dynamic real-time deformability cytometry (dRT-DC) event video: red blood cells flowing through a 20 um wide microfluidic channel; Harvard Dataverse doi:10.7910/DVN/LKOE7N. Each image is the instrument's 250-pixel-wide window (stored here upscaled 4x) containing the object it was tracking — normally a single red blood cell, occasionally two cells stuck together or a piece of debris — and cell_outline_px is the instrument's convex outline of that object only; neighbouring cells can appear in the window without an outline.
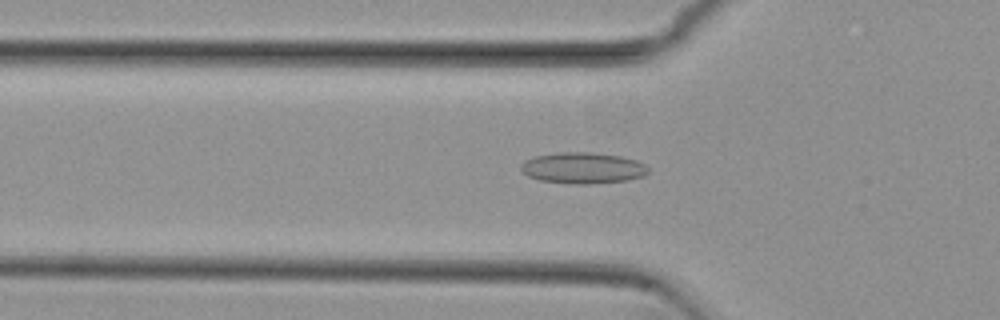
{"species": "common noctule bat (a hibernating species)", "species_latin": "Nyctalus noctula", "temperature_condition": "cold", "stored_images_in_passage": 54, "camera_frame_rate_fps": 3000, "um_per_image_px": 0.085, "animal": {"sex": "female", "body_mass_g": 29.2, "forearm_length_mm": 56.3}, "frame": {"image": 1, "passage_image": 18, "time_ms": 5.667, "image_size_px": [1000, 320], "cell_outline_px": [[648, 172], [644, 176], [628, 180], [588, 184], [572, 184], [540, 180], [528, 176], [520, 168], [520, 164], [524, 160], [536, 156], [556, 152], [592, 152], [620, 156], [636, 160], [644, 164], [648, 168]], "centroid_in_image_um": [49.53, 14.27], "position_along_channel_um": 76.3, "area_um2": 23.18}}
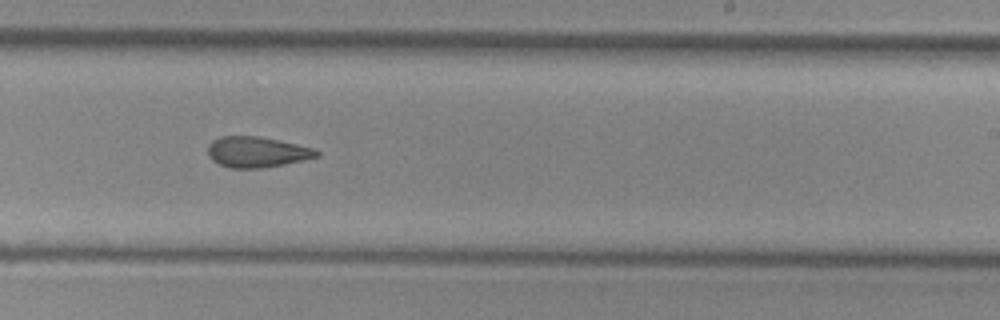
{"frame": {"image": 2, "passage_image": 33, "time_ms": 10.667, "image_size_px": [1000, 320], "cell_outline_px": [[320, 156], [304, 160], [284, 164], [260, 168], [228, 168], [212, 160], [208, 156], [208, 144], [212, 140], [220, 136], [256, 136], [296, 144], [312, 148], [320, 152]], "centroid_in_image_um": [21.8, 12.92], "position_along_channel_um": 267.2, "area_um2": 19.36}}
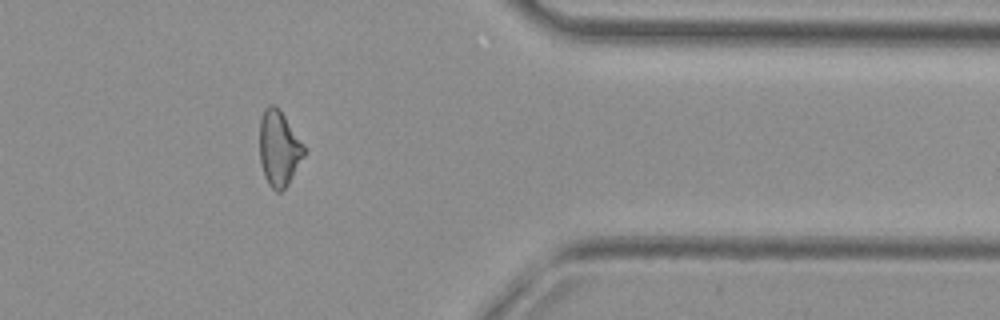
{"frame": {"image": 3, "passage_image": 44, "time_ms": 14.333, "image_size_px": [1000, 320], "cell_outline_px": [[304, 156], [288, 184], [280, 192], [276, 192], [268, 184], [264, 176], [260, 164], [260, 120], [264, 108], [268, 104], [276, 104], [280, 108], [304, 144]], "centroid_in_image_um": [23.7, 12.58], "position_along_channel_um": 387.7, "area_um2": 19.77}, "authors_computed_cell_mechanics": {"area_um2": 20.3456, "velocity_mm_per_s": 3.8066, "shape_relaxation_time_tau1_ms": null, "shape_relaxation_time_tau2_ms": 4.4433, "deformation_change_tau1": null, "deformation_change_tau2": 0.1282}}